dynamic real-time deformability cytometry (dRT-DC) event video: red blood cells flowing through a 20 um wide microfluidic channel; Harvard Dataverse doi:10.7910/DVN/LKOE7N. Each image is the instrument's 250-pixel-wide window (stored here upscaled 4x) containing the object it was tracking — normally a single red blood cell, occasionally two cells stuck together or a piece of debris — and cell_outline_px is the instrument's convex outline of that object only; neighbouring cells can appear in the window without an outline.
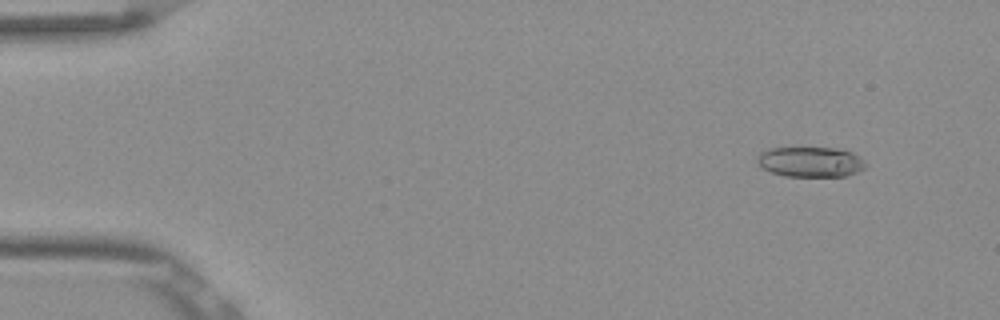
{"species": "Egyptian fruit bat (a non-hibernating species)", "species_latin": "Rousettus aegyptiacus", "temperature_condition": "room temperature", "stored_images_in_passage": 53, "camera_frame_rate_fps": 3000, "um_per_image_px": 0.085, "frame": {"image": 1, "passage_image": 5, "time_ms": 1.333, "image_size_px": [1000, 320], "cell_outline_px": [[868, 164], [864, 168], [856, 172], [844, 176], [784, 176], [760, 168], [756, 160], [756, 156], [760, 152], [768, 148], [836, 148], [852, 152], [860, 156]], "centroid_in_image_um": [68.87, 13.75], "position_along_channel_um": 16.1, "area_um2": 19.25}}
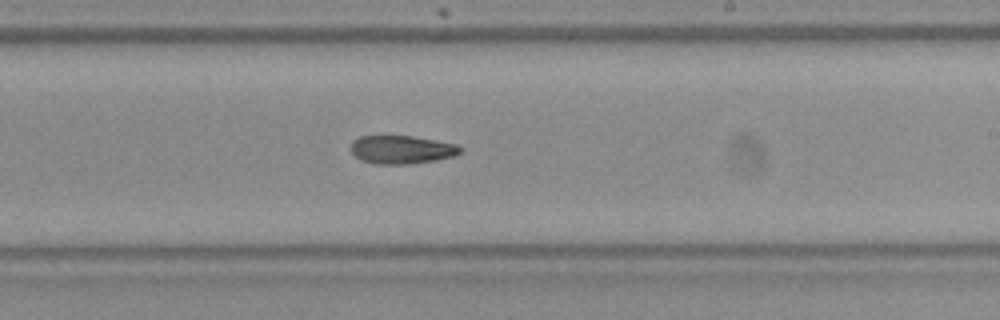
{"frame": {"image": 2, "passage_image": 32, "time_ms": 10.333, "image_size_px": [1000, 320], "cell_outline_px": [[464, 148], [456, 156], [436, 160], [408, 164], [376, 164], [360, 160], [352, 152], [352, 140], [360, 136], [412, 136], [436, 140], [456, 144]], "centroid_in_image_um": [34.17, 12.72], "position_along_channel_um": 254.8, "area_um2": 18.09}}
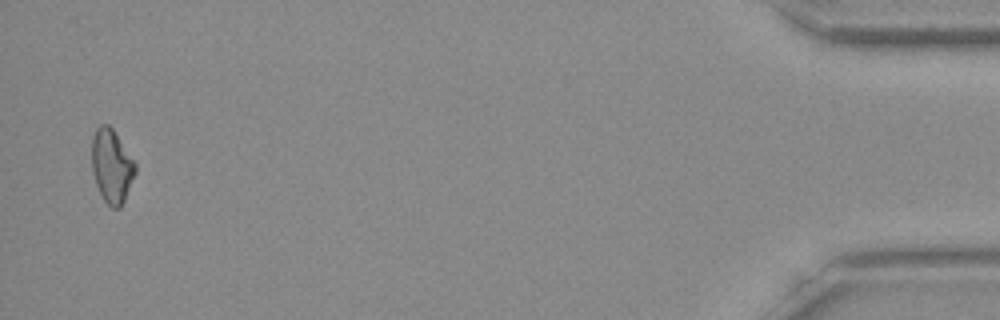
{"frame": {"image": 3, "passage_image": 52, "time_ms": 17.0, "image_size_px": [1000, 320], "cell_outline_px": [[136, 172], [124, 200], [120, 208], [112, 208], [104, 200], [96, 184], [92, 172], [92, 136], [96, 128], [100, 124], [108, 124], [112, 128], [136, 164]], "centroid_in_image_um": [9.48, 14.1], "position_along_channel_um": 425.7, "area_um2": 18.5}}